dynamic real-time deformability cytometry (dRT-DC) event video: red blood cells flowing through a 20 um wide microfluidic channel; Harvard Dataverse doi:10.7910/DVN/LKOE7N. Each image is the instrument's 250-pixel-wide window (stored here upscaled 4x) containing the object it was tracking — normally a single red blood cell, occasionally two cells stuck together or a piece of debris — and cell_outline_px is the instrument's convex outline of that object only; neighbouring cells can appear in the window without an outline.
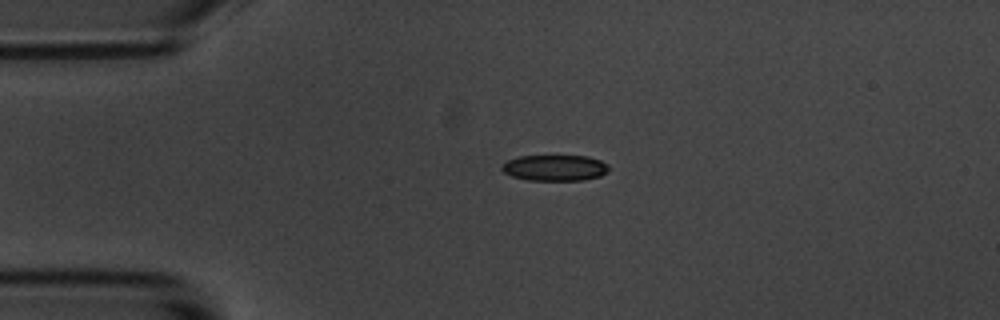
{"species": "common noctule bat (a hibernating species)", "species_latin": "Nyctalus noctula", "temperature_condition": "room temperature", "stored_images_in_passage": 4, "camera_frame_rate_fps": 3000, "um_per_image_px": 0.085, "animal": {"sex": "male", "body_mass_g": 20.1, "forearm_length_mm": 53.5}, "frame": {"image": 1, "passage_image": 3, "time_ms": 2.333, "image_size_px": [1000, 320], "cell_outline_px": [[608, 172], [600, 176], [584, 180], [528, 180], [512, 176], [504, 172], [500, 168], [500, 164], [508, 160], [520, 156], [588, 156], [600, 160], [608, 164]], "centroid_in_image_um": [47.16, 14.26], "position_along_channel_um": 37.8, "area_um2": 16.24}}